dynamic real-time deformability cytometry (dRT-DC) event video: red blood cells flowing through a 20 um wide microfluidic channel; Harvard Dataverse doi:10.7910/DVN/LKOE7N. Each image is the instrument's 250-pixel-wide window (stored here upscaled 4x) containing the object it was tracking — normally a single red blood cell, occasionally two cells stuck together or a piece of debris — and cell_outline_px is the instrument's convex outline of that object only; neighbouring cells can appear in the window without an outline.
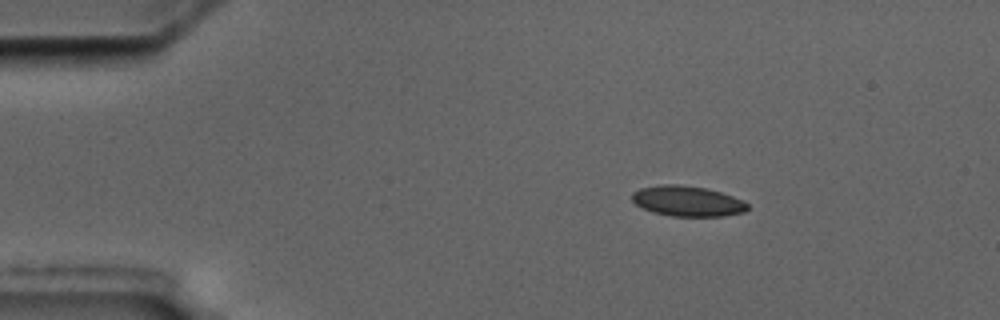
{"species": "common noctule bat (a hibernating species)", "species_latin": "Nyctalus noctula", "temperature_condition": "cold", "stored_images_in_passage": 5, "camera_frame_rate_fps": 3000, "um_per_image_px": 0.085, "animal": {"sex": "male", "body_mass_g": 17.5, "forearm_length_mm": 52.3}, "frame": {"image": 1, "passage_image": 3, "time_ms": 3.0, "image_size_px": [1000, 320], "cell_outline_px": [[748, 208], [744, 212], [724, 216], [672, 216], [652, 212], [636, 204], [632, 200], [632, 192], [640, 188], [660, 184], [680, 184], [708, 188], [744, 200], [748, 204]], "centroid_in_image_um": [58.43, 17.08], "position_along_channel_um": 26.6, "area_um2": 20.58}}
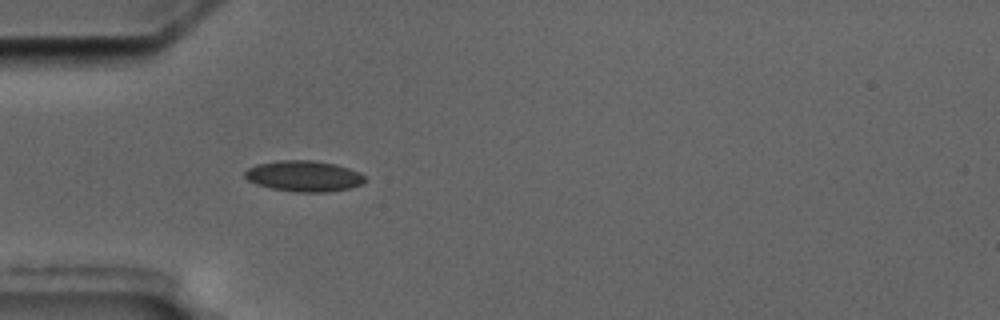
{"frame": {"image": 2, "passage_image": 5, "time_ms": 5.667, "image_size_px": [1000, 320], "cell_outline_px": [[368, 180], [364, 184], [348, 188], [328, 192], [296, 192], [272, 188], [256, 184], [248, 180], [244, 176], [244, 172], [248, 168], [256, 164], [280, 160], [312, 160], [336, 164], [360, 172]], "centroid_in_image_um": [25.85, 14.96], "position_along_channel_um": 59.1, "area_um2": 21.73}}